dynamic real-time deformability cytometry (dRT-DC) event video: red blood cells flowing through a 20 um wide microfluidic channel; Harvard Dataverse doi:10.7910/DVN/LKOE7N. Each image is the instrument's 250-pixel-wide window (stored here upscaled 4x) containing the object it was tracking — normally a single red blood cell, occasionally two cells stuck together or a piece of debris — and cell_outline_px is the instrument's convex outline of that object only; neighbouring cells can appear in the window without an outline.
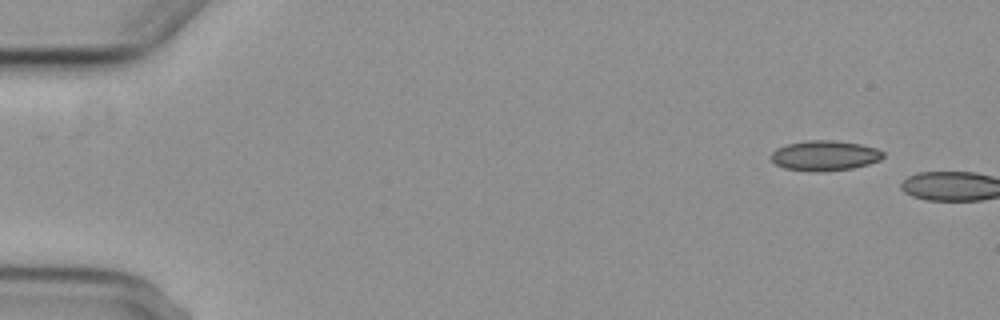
{"species": "common noctule bat (a hibernating species)", "species_latin": "Nyctalus noctula", "temperature_condition": "cold", "stored_images_in_passage": 2, "camera_frame_rate_fps": 3000, "um_per_image_px": 0.085, "animal": {"sex": "female", "body_mass_g": 29.2, "forearm_length_mm": 56.3}, "frame": {"image": 1, "passage_image": 1, "time_ms": 0.0, "image_size_px": [1000, 320], "cell_outline_px": [[884, 156], [880, 160], [868, 164], [852, 168], [820, 172], [784, 168], [776, 164], [772, 160], [772, 152], [776, 148], [788, 144], [808, 140], [832, 140], [860, 144], [876, 148], [884, 152]], "centroid_in_image_um": [70.12, 13.22], "position_along_channel_um": 14.9, "area_um2": 19.54}}